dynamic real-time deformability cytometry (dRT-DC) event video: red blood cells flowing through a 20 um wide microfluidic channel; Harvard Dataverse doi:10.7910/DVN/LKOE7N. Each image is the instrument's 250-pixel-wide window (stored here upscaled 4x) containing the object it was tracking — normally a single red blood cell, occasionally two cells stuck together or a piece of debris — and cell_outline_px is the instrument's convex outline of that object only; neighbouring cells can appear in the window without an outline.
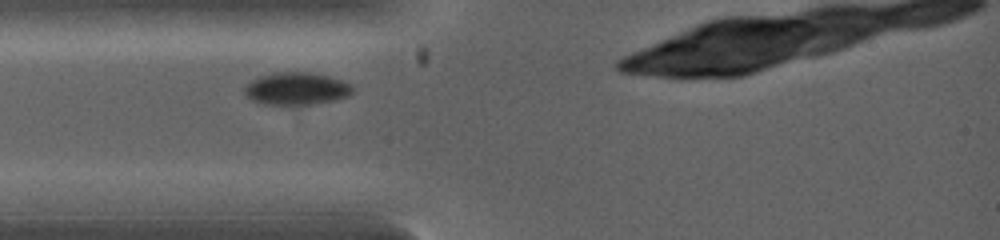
{"species": "common noctule bat (a hibernating species)", "species_latin": "Nyctalus noctula", "temperature_condition": "warm", "stored_images_in_passage": 5, "camera_frame_rate_fps": 5000, "um_per_image_px": 0.085, "animal": {"sex": "female", "body_mass_g": 19.0, "forearm_length_mm": 53.3}, "frame": {"image": 1, "passage_image": 4, "time_ms": 2.4, "image_size_px": [1000, 240], "cell_outline_px": [[352, 92], [348, 96], [336, 100], [312, 104], [264, 104], [252, 100], [244, 92], [244, 88], [248, 84], [260, 76], [276, 72], [308, 72], [328, 76], [340, 80], [348, 84], [352, 88]], "centroid_in_image_um": [25.2, 7.54], "position_along_channel_um": 59.8, "area_um2": 20.06}}
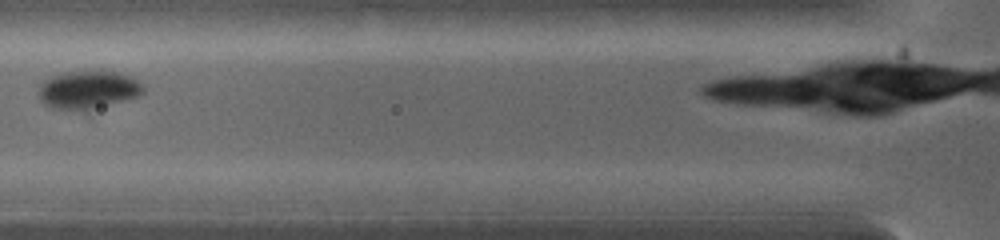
{"frame": {"image": 2, "passage_image": 5, "time_ms": 3.4, "image_size_px": [1000, 240], "cell_outline_px": [[144, 92], [136, 96], [88, 108], [52, 108], [44, 104], [40, 100], [40, 84], [44, 80], [52, 76], [68, 72], [116, 72], [140, 80], [144, 88]], "centroid_in_image_um": [7.47, 7.59], "position_along_channel_um": 118.3, "area_um2": 21.96}}